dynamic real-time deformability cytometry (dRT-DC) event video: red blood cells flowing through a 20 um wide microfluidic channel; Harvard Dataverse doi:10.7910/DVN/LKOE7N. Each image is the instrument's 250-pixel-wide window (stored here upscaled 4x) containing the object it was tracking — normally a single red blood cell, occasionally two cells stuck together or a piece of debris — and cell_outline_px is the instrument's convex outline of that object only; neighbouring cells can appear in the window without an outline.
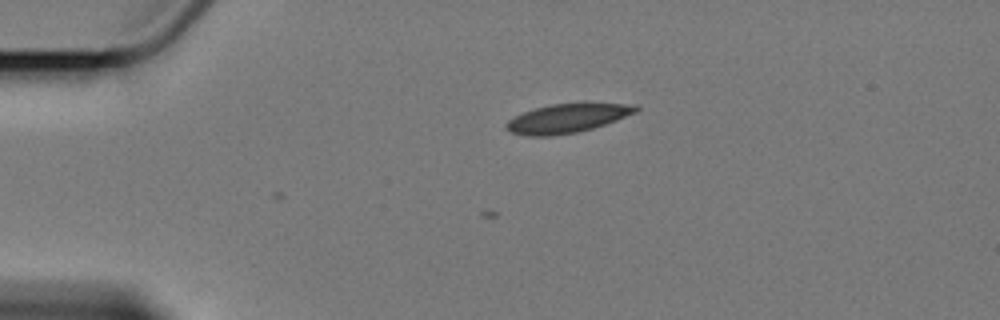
{"species": "Egyptian fruit bat (a non-hibernating species)", "species_latin": "Rousettus aegyptiacus", "temperature_condition": "cold", "stored_images_in_passage": 5, "camera_frame_rate_fps": 3000, "um_per_image_px": 0.085, "animal": {"sex": "female"}, "frame": {"image": 1, "passage_image": 1, "time_ms": 0.0, "image_size_px": [1000, 320], "cell_outline_px": [[640, 108], [636, 112], [616, 120], [592, 128], [576, 132], [552, 136], [528, 136], [512, 132], [504, 128], [504, 124], [508, 120], [524, 112], [536, 108], [552, 104], [584, 100], [640, 104]], "centroid_in_image_um": [48.31, 9.99], "position_along_channel_um": 36.7, "area_um2": 22.72}}
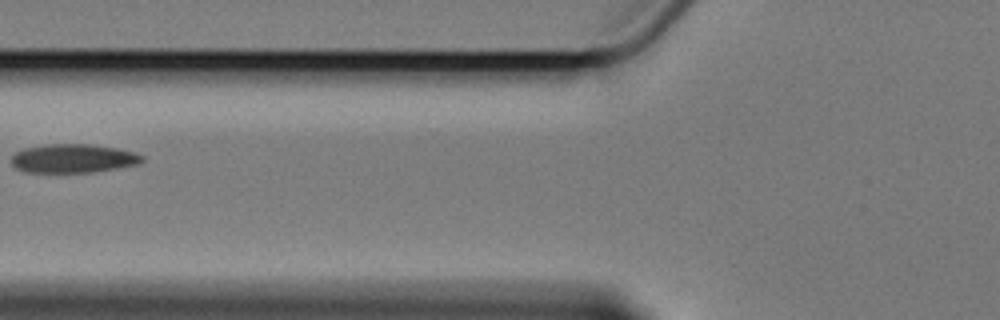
{"frame": {"image": 2, "passage_image": 4, "time_ms": 3.667, "image_size_px": [1000, 320], "cell_outline_px": [[144, 160], [140, 164], [92, 172], [24, 172], [16, 168], [12, 164], [12, 156], [16, 152], [24, 148], [44, 144], [88, 144], [116, 148], [136, 152], [144, 156]], "centroid_in_image_um": [6.24, 13.46], "position_along_channel_um": 119.6, "area_um2": 21.96}}
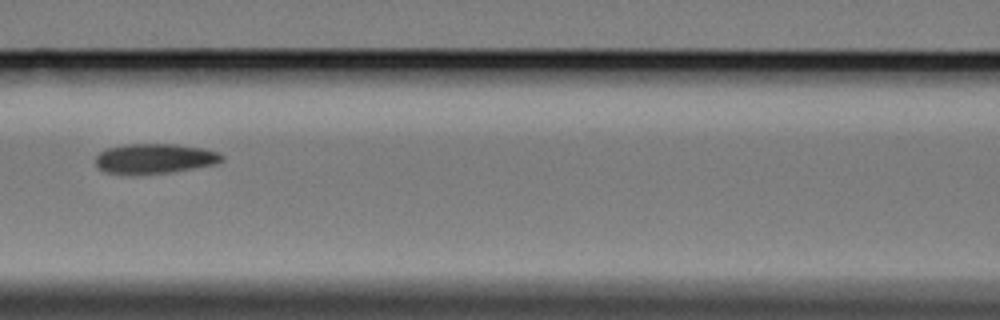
{"frame": {"image": 3, "passage_image": 5, "time_ms": 4.667, "image_size_px": [1000, 320], "cell_outline_px": [[224, 160], [216, 164], [168, 172], [132, 176], [104, 172], [96, 164], [96, 156], [100, 152], [108, 148], [124, 144], [176, 144], [204, 148], [220, 152], [224, 156]], "centroid_in_image_um": [13.14, 13.49], "position_along_channel_um": 153.5, "area_um2": 22.37}}